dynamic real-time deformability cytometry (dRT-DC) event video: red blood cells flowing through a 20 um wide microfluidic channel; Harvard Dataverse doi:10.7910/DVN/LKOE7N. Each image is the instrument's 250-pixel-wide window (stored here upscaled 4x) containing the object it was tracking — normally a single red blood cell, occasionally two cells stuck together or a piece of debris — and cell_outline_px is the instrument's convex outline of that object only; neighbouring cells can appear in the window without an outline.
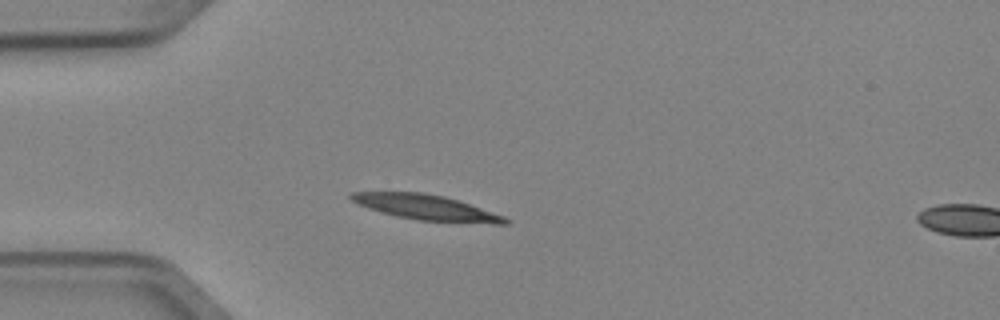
{"species": "Egyptian fruit bat (a non-hibernating species)", "species_latin": "Rousettus aegyptiacus", "temperature_condition": "cold", "stored_images_in_passage": 3, "segment_of_instrument_passage": [1, 2], "camera_frame_rate_fps": 3000, "um_per_image_px": 0.085, "animal": {"sex": "female"}, "frame": {"image": 1, "passage_image": 2, "time_ms": 0.333, "image_size_px": [1000, 320], "cell_outline_px": [[512, 220], [508, 224], [492, 224], [420, 220], [396, 216], [368, 208], [352, 200], [348, 196], [352, 192], [424, 192], [444, 196], [460, 200], [504, 216]], "centroid_in_image_um": [36.31, 17.63], "position_along_channel_um": 48.7, "area_um2": 22.66}}